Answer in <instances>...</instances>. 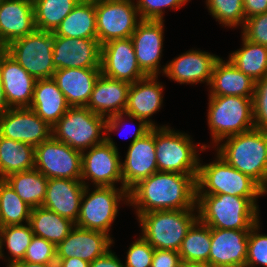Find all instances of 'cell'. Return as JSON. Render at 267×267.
Listing matches in <instances>:
<instances>
[{
	"label": "cell",
	"mask_w": 267,
	"mask_h": 267,
	"mask_svg": "<svg viewBox=\"0 0 267 267\" xmlns=\"http://www.w3.org/2000/svg\"><path fill=\"white\" fill-rule=\"evenodd\" d=\"M242 33L248 41L267 46V12L247 18Z\"/></svg>",
	"instance_id": "f6af8a7d"
},
{
	"label": "cell",
	"mask_w": 267,
	"mask_h": 267,
	"mask_svg": "<svg viewBox=\"0 0 267 267\" xmlns=\"http://www.w3.org/2000/svg\"><path fill=\"white\" fill-rule=\"evenodd\" d=\"M243 47L229 55L231 63L255 82L267 76V46L242 36Z\"/></svg>",
	"instance_id": "e575fe53"
},
{
	"label": "cell",
	"mask_w": 267,
	"mask_h": 267,
	"mask_svg": "<svg viewBox=\"0 0 267 267\" xmlns=\"http://www.w3.org/2000/svg\"><path fill=\"white\" fill-rule=\"evenodd\" d=\"M220 57L198 50H190L164 66L163 73L180 84L207 82L210 84L213 68Z\"/></svg>",
	"instance_id": "cb8c5ba5"
},
{
	"label": "cell",
	"mask_w": 267,
	"mask_h": 267,
	"mask_svg": "<svg viewBox=\"0 0 267 267\" xmlns=\"http://www.w3.org/2000/svg\"><path fill=\"white\" fill-rule=\"evenodd\" d=\"M100 69L102 75L130 84L146 77L139 68L131 38L101 45Z\"/></svg>",
	"instance_id": "2e32d148"
},
{
	"label": "cell",
	"mask_w": 267,
	"mask_h": 267,
	"mask_svg": "<svg viewBox=\"0 0 267 267\" xmlns=\"http://www.w3.org/2000/svg\"><path fill=\"white\" fill-rule=\"evenodd\" d=\"M196 179L197 175L157 171L128 192V203L137 207V214L196 208Z\"/></svg>",
	"instance_id": "6da1fadb"
},
{
	"label": "cell",
	"mask_w": 267,
	"mask_h": 267,
	"mask_svg": "<svg viewBox=\"0 0 267 267\" xmlns=\"http://www.w3.org/2000/svg\"><path fill=\"white\" fill-rule=\"evenodd\" d=\"M157 77L146 76L130 84L124 112L130 119H142L152 128L157 126L148 118L159 111L163 102V86L157 82Z\"/></svg>",
	"instance_id": "484cf974"
},
{
	"label": "cell",
	"mask_w": 267,
	"mask_h": 267,
	"mask_svg": "<svg viewBox=\"0 0 267 267\" xmlns=\"http://www.w3.org/2000/svg\"><path fill=\"white\" fill-rule=\"evenodd\" d=\"M178 267H207L206 265H202V264H194V263H190V262H181Z\"/></svg>",
	"instance_id": "db71d44e"
},
{
	"label": "cell",
	"mask_w": 267,
	"mask_h": 267,
	"mask_svg": "<svg viewBox=\"0 0 267 267\" xmlns=\"http://www.w3.org/2000/svg\"><path fill=\"white\" fill-rule=\"evenodd\" d=\"M188 0H138L136 8L140 20L163 21V9L166 7L178 9Z\"/></svg>",
	"instance_id": "b9f144b4"
},
{
	"label": "cell",
	"mask_w": 267,
	"mask_h": 267,
	"mask_svg": "<svg viewBox=\"0 0 267 267\" xmlns=\"http://www.w3.org/2000/svg\"><path fill=\"white\" fill-rule=\"evenodd\" d=\"M130 83L108 78L102 74L96 80L87 108L106 117L105 131H116L123 120ZM119 126V127H118Z\"/></svg>",
	"instance_id": "4fadbf2b"
},
{
	"label": "cell",
	"mask_w": 267,
	"mask_h": 267,
	"mask_svg": "<svg viewBox=\"0 0 267 267\" xmlns=\"http://www.w3.org/2000/svg\"><path fill=\"white\" fill-rule=\"evenodd\" d=\"M106 117L87 107H70L52 127V136L71 148L84 152L105 140ZM102 133V134H101ZM102 135V136H101Z\"/></svg>",
	"instance_id": "52a82bcc"
},
{
	"label": "cell",
	"mask_w": 267,
	"mask_h": 267,
	"mask_svg": "<svg viewBox=\"0 0 267 267\" xmlns=\"http://www.w3.org/2000/svg\"><path fill=\"white\" fill-rule=\"evenodd\" d=\"M140 237L129 247L125 267H151L154 248Z\"/></svg>",
	"instance_id": "ee69618b"
},
{
	"label": "cell",
	"mask_w": 267,
	"mask_h": 267,
	"mask_svg": "<svg viewBox=\"0 0 267 267\" xmlns=\"http://www.w3.org/2000/svg\"><path fill=\"white\" fill-rule=\"evenodd\" d=\"M196 185L197 194L259 197L266 193L250 176L233 168L218 155L213 163L206 165L199 163Z\"/></svg>",
	"instance_id": "8992f818"
},
{
	"label": "cell",
	"mask_w": 267,
	"mask_h": 267,
	"mask_svg": "<svg viewBox=\"0 0 267 267\" xmlns=\"http://www.w3.org/2000/svg\"><path fill=\"white\" fill-rule=\"evenodd\" d=\"M22 261L41 264L56 263V246L34 235Z\"/></svg>",
	"instance_id": "60d3db41"
},
{
	"label": "cell",
	"mask_w": 267,
	"mask_h": 267,
	"mask_svg": "<svg viewBox=\"0 0 267 267\" xmlns=\"http://www.w3.org/2000/svg\"><path fill=\"white\" fill-rule=\"evenodd\" d=\"M206 5L211 15L219 23L235 27L246 21L243 0H206Z\"/></svg>",
	"instance_id": "f35d334b"
},
{
	"label": "cell",
	"mask_w": 267,
	"mask_h": 267,
	"mask_svg": "<svg viewBox=\"0 0 267 267\" xmlns=\"http://www.w3.org/2000/svg\"><path fill=\"white\" fill-rule=\"evenodd\" d=\"M35 30L33 0L0 2V47L2 49Z\"/></svg>",
	"instance_id": "7402d4cb"
},
{
	"label": "cell",
	"mask_w": 267,
	"mask_h": 267,
	"mask_svg": "<svg viewBox=\"0 0 267 267\" xmlns=\"http://www.w3.org/2000/svg\"><path fill=\"white\" fill-rule=\"evenodd\" d=\"M256 198L197 194V217L210 228L250 230L259 222Z\"/></svg>",
	"instance_id": "7a4b0ae2"
},
{
	"label": "cell",
	"mask_w": 267,
	"mask_h": 267,
	"mask_svg": "<svg viewBox=\"0 0 267 267\" xmlns=\"http://www.w3.org/2000/svg\"><path fill=\"white\" fill-rule=\"evenodd\" d=\"M91 179L96 186L115 187L114 183L121 182V161L118 149L110 136L105 135V140L92 146L87 152H82L81 181Z\"/></svg>",
	"instance_id": "5bb4252c"
},
{
	"label": "cell",
	"mask_w": 267,
	"mask_h": 267,
	"mask_svg": "<svg viewBox=\"0 0 267 267\" xmlns=\"http://www.w3.org/2000/svg\"><path fill=\"white\" fill-rule=\"evenodd\" d=\"M113 240L104 232L74 226L56 246V258H80L88 263L109 251Z\"/></svg>",
	"instance_id": "44dd1931"
},
{
	"label": "cell",
	"mask_w": 267,
	"mask_h": 267,
	"mask_svg": "<svg viewBox=\"0 0 267 267\" xmlns=\"http://www.w3.org/2000/svg\"><path fill=\"white\" fill-rule=\"evenodd\" d=\"M35 148L0 136V179L34 169Z\"/></svg>",
	"instance_id": "1f68e13d"
},
{
	"label": "cell",
	"mask_w": 267,
	"mask_h": 267,
	"mask_svg": "<svg viewBox=\"0 0 267 267\" xmlns=\"http://www.w3.org/2000/svg\"><path fill=\"white\" fill-rule=\"evenodd\" d=\"M29 108L53 127L70 108L62 91L53 78L37 79Z\"/></svg>",
	"instance_id": "f1b7e54d"
},
{
	"label": "cell",
	"mask_w": 267,
	"mask_h": 267,
	"mask_svg": "<svg viewBox=\"0 0 267 267\" xmlns=\"http://www.w3.org/2000/svg\"><path fill=\"white\" fill-rule=\"evenodd\" d=\"M97 40L100 45L130 38L136 29L138 11L132 0H95Z\"/></svg>",
	"instance_id": "8fae6325"
},
{
	"label": "cell",
	"mask_w": 267,
	"mask_h": 267,
	"mask_svg": "<svg viewBox=\"0 0 267 267\" xmlns=\"http://www.w3.org/2000/svg\"><path fill=\"white\" fill-rule=\"evenodd\" d=\"M210 246L211 228L197 219L188 229L179 255L183 262L202 264L208 267Z\"/></svg>",
	"instance_id": "836d02e7"
},
{
	"label": "cell",
	"mask_w": 267,
	"mask_h": 267,
	"mask_svg": "<svg viewBox=\"0 0 267 267\" xmlns=\"http://www.w3.org/2000/svg\"><path fill=\"white\" fill-rule=\"evenodd\" d=\"M249 231L211 228L208 267H245Z\"/></svg>",
	"instance_id": "ac0fdd59"
},
{
	"label": "cell",
	"mask_w": 267,
	"mask_h": 267,
	"mask_svg": "<svg viewBox=\"0 0 267 267\" xmlns=\"http://www.w3.org/2000/svg\"><path fill=\"white\" fill-rule=\"evenodd\" d=\"M55 41L53 32L35 30L11 42L4 50L36 80L50 79L56 71L52 60Z\"/></svg>",
	"instance_id": "9c48e42d"
},
{
	"label": "cell",
	"mask_w": 267,
	"mask_h": 267,
	"mask_svg": "<svg viewBox=\"0 0 267 267\" xmlns=\"http://www.w3.org/2000/svg\"><path fill=\"white\" fill-rule=\"evenodd\" d=\"M208 125L214 144L255 128L253 98L209 96Z\"/></svg>",
	"instance_id": "5b68a950"
},
{
	"label": "cell",
	"mask_w": 267,
	"mask_h": 267,
	"mask_svg": "<svg viewBox=\"0 0 267 267\" xmlns=\"http://www.w3.org/2000/svg\"><path fill=\"white\" fill-rule=\"evenodd\" d=\"M88 189V186H85L75 225L109 235L111 224L118 213V203L121 198L123 200L125 198L128 202V192L122 187L119 189L111 186H96L89 194Z\"/></svg>",
	"instance_id": "30bf717a"
},
{
	"label": "cell",
	"mask_w": 267,
	"mask_h": 267,
	"mask_svg": "<svg viewBox=\"0 0 267 267\" xmlns=\"http://www.w3.org/2000/svg\"><path fill=\"white\" fill-rule=\"evenodd\" d=\"M0 74L9 107H29L36 79L4 49L0 51Z\"/></svg>",
	"instance_id": "603a6c76"
},
{
	"label": "cell",
	"mask_w": 267,
	"mask_h": 267,
	"mask_svg": "<svg viewBox=\"0 0 267 267\" xmlns=\"http://www.w3.org/2000/svg\"><path fill=\"white\" fill-rule=\"evenodd\" d=\"M158 171L155 147V127L143 137L130 143L121 163L123 188L129 192L140 181Z\"/></svg>",
	"instance_id": "e0dca14e"
},
{
	"label": "cell",
	"mask_w": 267,
	"mask_h": 267,
	"mask_svg": "<svg viewBox=\"0 0 267 267\" xmlns=\"http://www.w3.org/2000/svg\"><path fill=\"white\" fill-rule=\"evenodd\" d=\"M57 267H90V263L80 258L57 259Z\"/></svg>",
	"instance_id": "681fc988"
},
{
	"label": "cell",
	"mask_w": 267,
	"mask_h": 267,
	"mask_svg": "<svg viewBox=\"0 0 267 267\" xmlns=\"http://www.w3.org/2000/svg\"><path fill=\"white\" fill-rule=\"evenodd\" d=\"M163 21L141 20L132 36L139 68L146 76H157L163 48Z\"/></svg>",
	"instance_id": "ffe728a7"
},
{
	"label": "cell",
	"mask_w": 267,
	"mask_h": 267,
	"mask_svg": "<svg viewBox=\"0 0 267 267\" xmlns=\"http://www.w3.org/2000/svg\"><path fill=\"white\" fill-rule=\"evenodd\" d=\"M4 180L32 209L42 206L48 178L41 172L34 168L29 171L10 174Z\"/></svg>",
	"instance_id": "d6a6232c"
},
{
	"label": "cell",
	"mask_w": 267,
	"mask_h": 267,
	"mask_svg": "<svg viewBox=\"0 0 267 267\" xmlns=\"http://www.w3.org/2000/svg\"><path fill=\"white\" fill-rule=\"evenodd\" d=\"M259 227L258 222L249 231L245 267H254L256 264L267 267V235L256 232Z\"/></svg>",
	"instance_id": "ab89813d"
},
{
	"label": "cell",
	"mask_w": 267,
	"mask_h": 267,
	"mask_svg": "<svg viewBox=\"0 0 267 267\" xmlns=\"http://www.w3.org/2000/svg\"><path fill=\"white\" fill-rule=\"evenodd\" d=\"M101 45L97 38L56 36L53 65L64 68H100Z\"/></svg>",
	"instance_id": "d6986e66"
},
{
	"label": "cell",
	"mask_w": 267,
	"mask_h": 267,
	"mask_svg": "<svg viewBox=\"0 0 267 267\" xmlns=\"http://www.w3.org/2000/svg\"><path fill=\"white\" fill-rule=\"evenodd\" d=\"M225 139L217 155L267 192V131L254 128Z\"/></svg>",
	"instance_id": "3957f363"
},
{
	"label": "cell",
	"mask_w": 267,
	"mask_h": 267,
	"mask_svg": "<svg viewBox=\"0 0 267 267\" xmlns=\"http://www.w3.org/2000/svg\"><path fill=\"white\" fill-rule=\"evenodd\" d=\"M10 267H57V264L56 263L41 264V263H30L26 261H18L12 264Z\"/></svg>",
	"instance_id": "f5cc1de1"
},
{
	"label": "cell",
	"mask_w": 267,
	"mask_h": 267,
	"mask_svg": "<svg viewBox=\"0 0 267 267\" xmlns=\"http://www.w3.org/2000/svg\"><path fill=\"white\" fill-rule=\"evenodd\" d=\"M29 224L35 236L42 237L57 246L70 233L75 223L43 206L33 208Z\"/></svg>",
	"instance_id": "4dcf8cb0"
},
{
	"label": "cell",
	"mask_w": 267,
	"mask_h": 267,
	"mask_svg": "<svg viewBox=\"0 0 267 267\" xmlns=\"http://www.w3.org/2000/svg\"><path fill=\"white\" fill-rule=\"evenodd\" d=\"M245 18L267 12V0H243Z\"/></svg>",
	"instance_id": "7dc6e473"
},
{
	"label": "cell",
	"mask_w": 267,
	"mask_h": 267,
	"mask_svg": "<svg viewBox=\"0 0 267 267\" xmlns=\"http://www.w3.org/2000/svg\"><path fill=\"white\" fill-rule=\"evenodd\" d=\"M100 74V68H64L56 70L52 78L70 107H86Z\"/></svg>",
	"instance_id": "4316f807"
},
{
	"label": "cell",
	"mask_w": 267,
	"mask_h": 267,
	"mask_svg": "<svg viewBox=\"0 0 267 267\" xmlns=\"http://www.w3.org/2000/svg\"><path fill=\"white\" fill-rule=\"evenodd\" d=\"M32 208L27 205L14 189L0 179V227L29 223Z\"/></svg>",
	"instance_id": "8d00e7d4"
},
{
	"label": "cell",
	"mask_w": 267,
	"mask_h": 267,
	"mask_svg": "<svg viewBox=\"0 0 267 267\" xmlns=\"http://www.w3.org/2000/svg\"><path fill=\"white\" fill-rule=\"evenodd\" d=\"M90 267H125L119 258L111 251H107L102 256L90 263Z\"/></svg>",
	"instance_id": "c3c4849f"
},
{
	"label": "cell",
	"mask_w": 267,
	"mask_h": 267,
	"mask_svg": "<svg viewBox=\"0 0 267 267\" xmlns=\"http://www.w3.org/2000/svg\"><path fill=\"white\" fill-rule=\"evenodd\" d=\"M0 136L35 148L52 136V127L29 107L10 108L0 114Z\"/></svg>",
	"instance_id": "9a60e30c"
},
{
	"label": "cell",
	"mask_w": 267,
	"mask_h": 267,
	"mask_svg": "<svg viewBox=\"0 0 267 267\" xmlns=\"http://www.w3.org/2000/svg\"><path fill=\"white\" fill-rule=\"evenodd\" d=\"M34 233L32 232L31 225H7L0 227V258L3 257L2 247H6L11 254L7 266H11L15 262L22 261L27 247L30 245Z\"/></svg>",
	"instance_id": "74e56055"
},
{
	"label": "cell",
	"mask_w": 267,
	"mask_h": 267,
	"mask_svg": "<svg viewBox=\"0 0 267 267\" xmlns=\"http://www.w3.org/2000/svg\"><path fill=\"white\" fill-rule=\"evenodd\" d=\"M82 152L51 136L35 147L34 168L48 179L81 180Z\"/></svg>",
	"instance_id": "7c38bea8"
},
{
	"label": "cell",
	"mask_w": 267,
	"mask_h": 267,
	"mask_svg": "<svg viewBox=\"0 0 267 267\" xmlns=\"http://www.w3.org/2000/svg\"><path fill=\"white\" fill-rule=\"evenodd\" d=\"M253 117L255 128L267 131V76L255 82Z\"/></svg>",
	"instance_id": "7bdbcfd3"
},
{
	"label": "cell",
	"mask_w": 267,
	"mask_h": 267,
	"mask_svg": "<svg viewBox=\"0 0 267 267\" xmlns=\"http://www.w3.org/2000/svg\"><path fill=\"white\" fill-rule=\"evenodd\" d=\"M181 262L179 251L154 249L151 267H178Z\"/></svg>",
	"instance_id": "bcb514c9"
},
{
	"label": "cell",
	"mask_w": 267,
	"mask_h": 267,
	"mask_svg": "<svg viewBox=\"0 0 267 267\" xmlns=\"http://www.w3.org/2000/svg\"><path fill=\"white\" fill-rule=\"evenodd\" d=\"M53 33L71 38H97L95 0H80Z\"/></svg>",
	"instance_id": "f546056e"
},
{
	"label": "cell",
	"mask_w": 267,
	"mask_h": 267,
	"mask_svg": "<svg viewBox=\"0 0 267 267\" xmlns=\"http://www.w3.org/2000/svg\"><path fill=\"white\" fill-rule=\"evenodd\" d=\"M85 186L87 183L81 180L48 179L42 206L76 224Z\"/></svg>",
	"instance_id": "d4e9b609"
},
{
	"label": "cell",
	"mask_w": 267,
	"mask_h": 267,
	"mask_svg": "<svg viewBox=\"0 0 267 267\" xmlns=\"http://www.w3.org/2000/svg\"><path fill=\"white\" fill-rule=\"evenodd\" d=\"M8 109H10L6 95H5V91H4V87H3V83L1 80V74H0V114L5 113Z\"/></svg>",
	"instance_id": "816d5d0a"
},
{
	"label": "cell",
	"mask_w": 267,
	"mask_h": 267,
	"mask_svg": "<svg viewBox=\"0 0 267 267\" xmlns=\"http://www.w3.org/2000/svg\"><path fill=\"white\" fill-rule=\"evenodd\" d=\"M209 96H243L253 98L255 81L237 69L230 60L219 58L213 68Z\"/></svg>",
	"instance_id": "83f0119b"
},
{
	"label": "cell",
	"mask_w": 267,
	"mask_h": 267,
	"mask_svg": "<svg viewBox=\"0 0 267 267\" xmlns=\"http://www.w3.org/2000/svg\"><path fill=\"white\" fill-rule=\"evenodd\" d=\"M136 120H138L139 125L137 126V130L135 131V133L133 134V139L131 141V143L135 142L137 139L143 137L146 133H148L151 130V126L149 124H147L144 120L139 119V118H135Z\"/></svg>",
	"instance_id": "f907efd6"
},
{
	"label": "cell",
	"mask_w": 267,
	"mask_h": 267,
	"mask_svg": "<svg viewBox=\"0 0 267 267\" xmlns=\"http://www.w3.org/2000/svg\"><path fill=\"white\" fill-rule=\"evenodd\" d=\"M168 127H155L158 171L198 175L200 160L190 136Z\"/></svg>",
	"instance_id": "ba28073f"
},
{
	"label": "cell",
	"mask_w": 267,
	"mask_h": 267,
	"mask_svg": "<svg viewBox=\"0 0 267 267\" xmlns=\"http://www.w3.org/2000/svg\"><path fill=\"white\" fill-rule=\"evenodd\" d=\"M195 208L137 214L142 237L154 248L179 251L188 229L198 219Z\"/></svg>",
	"instance_id": "277c9868"
},
{
	"label": "cell",
	"mask_w": 267,
	"mask_h": 267,
	"mask_svg": "<svg viewBox=\"0 0 267 267\" xmlns=\"http://www.w3.org/2000/svg\"><path fill=\"white\" fill-rule=\"evenodd\" d=\"M80 0H33L36 30L54 32Z\"/></svg>",
	"instance_id": "d590c367"
}]
</instances>
